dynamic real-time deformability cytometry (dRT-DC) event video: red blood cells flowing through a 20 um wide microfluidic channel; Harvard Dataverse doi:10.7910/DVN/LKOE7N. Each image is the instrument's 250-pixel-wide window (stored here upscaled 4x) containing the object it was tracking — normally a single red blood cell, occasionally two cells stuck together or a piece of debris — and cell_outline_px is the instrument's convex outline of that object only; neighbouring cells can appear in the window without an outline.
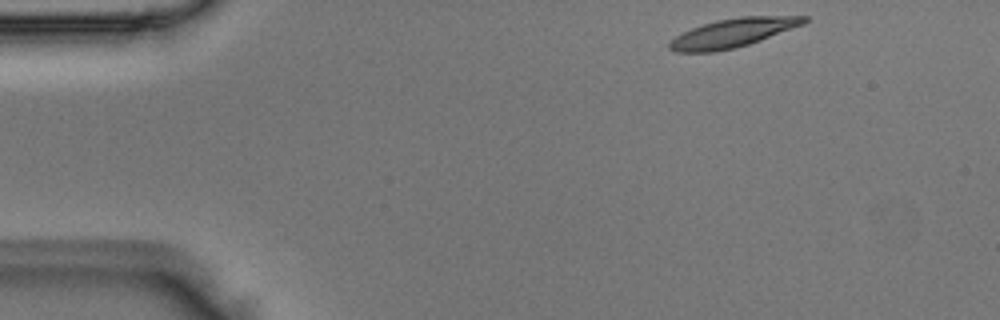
{"species": "Egyptian fruit bat (a non-hibernating species)", "species_latin": "Rousettus aegyptiacus", "temperature_condition": "room temperature", "stored_images_in_passage": 45, "camera_frame_rate_fps": 3000, "um_per_image_px": 0.085, "animal": {"sex": "male"}, "frame": {"image": 1, "passage_image": 1, "time_ms": 0.0, "image_size_px": [1000, 320], "cell_outline_px": [[808, 20], [804, 24], [760, 40], [736, 48], [716, 52], [676, 52], [668, 48], [668, 44], [676, 36], [692, 28], [716, 20], [740, 16], [808, 16]], "centroid_in_image_um": [62.29, 2.8], "position_along_channel_um": 22.7, "area_um2": 22.43}}
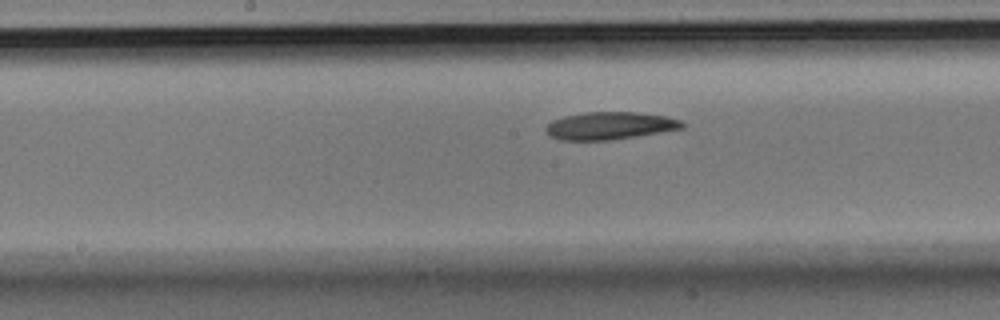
{"frame": {"image": 2, "passage_image": 20, "time_ms": 6.333, "image_size_px": [1000, 320], "cell_outline_px": [[684, 128], [636, 136], [608, 140], [560, 140], [548, 136], [544, 128], [552, 120], [564, 116], [584, 112], [636, 112], [664, 116], [680, 120], [684, 124]], "centroid_in_image_um": [51.78, 10.69], "position_along_channel_um": 196.4, "area_um2": 21.85}}
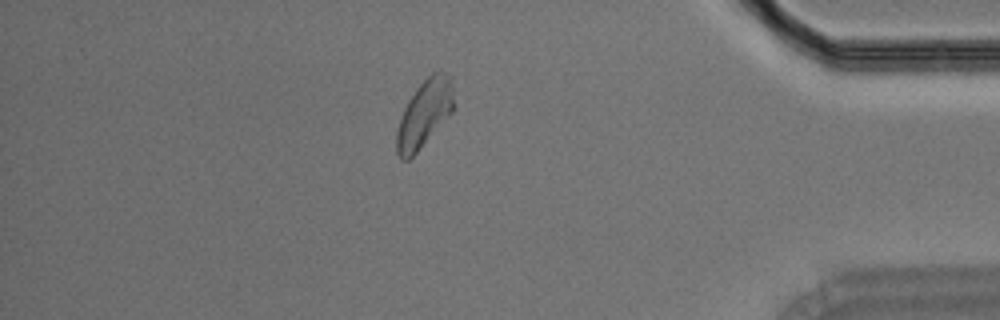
{"frame": {"image": 3, "passage_image": 38, "time_ms": 12.333, "image_size_px": [1000, 320], "cell_outline_px": [[452, 112], [420, 148], [408, 160], [400, 160], [396, 152], [396, 132], [404, 108], [408, 100], [416, 88], [436, 68], [448, 72], [452, 76]], "centroid_in_image_um": [36.06, 9.61], "position_along_channel_um": 399.1, "area_um2": 22.31}}